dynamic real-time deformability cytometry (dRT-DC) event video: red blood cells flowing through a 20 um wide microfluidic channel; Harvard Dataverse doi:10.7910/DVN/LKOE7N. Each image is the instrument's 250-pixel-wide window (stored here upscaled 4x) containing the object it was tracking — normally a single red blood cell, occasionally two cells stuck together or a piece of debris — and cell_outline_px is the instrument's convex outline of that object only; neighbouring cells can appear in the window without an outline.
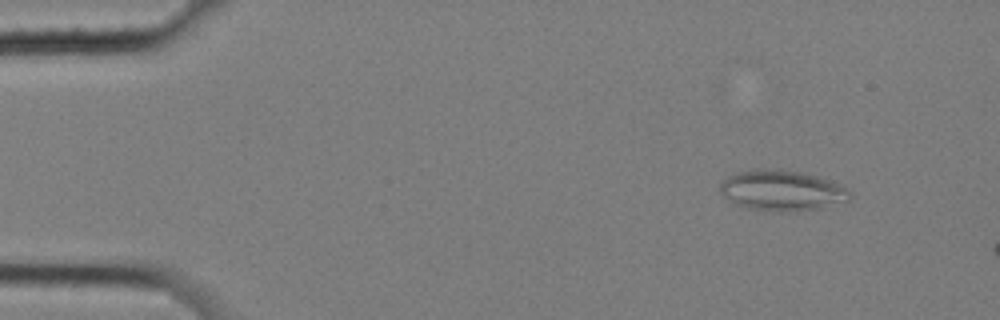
{"species": "common noctule bat (a hibernating species)", "species_latin": "Nyctalus noctula", "temperature_condition": "cold", "stored_images_in_passage": 3, "camera_frame_rate_fps": 3000, "um_per_image_px": 0.085, "animal": {"sex": "female", "body_mass_g": 25.1}, "frame": {"image": 1, "passage_image": 1, "time_ms": 0.0, "image_size_px": [1000, 320], "cell_outline_px": [[852, 200], [820, 208], [796, 212], [780, 212], [748, 208], [732, 204], [720, 192], [720, 184], [728, 176], [736, 172], [760, 168], [780, 168], [804, 172], [844, 184], [852, 196]], "centroid_in_image_um": [66.5, 16.18], "position_along_channel_um": 18.5, "area_um2": 31.5}}